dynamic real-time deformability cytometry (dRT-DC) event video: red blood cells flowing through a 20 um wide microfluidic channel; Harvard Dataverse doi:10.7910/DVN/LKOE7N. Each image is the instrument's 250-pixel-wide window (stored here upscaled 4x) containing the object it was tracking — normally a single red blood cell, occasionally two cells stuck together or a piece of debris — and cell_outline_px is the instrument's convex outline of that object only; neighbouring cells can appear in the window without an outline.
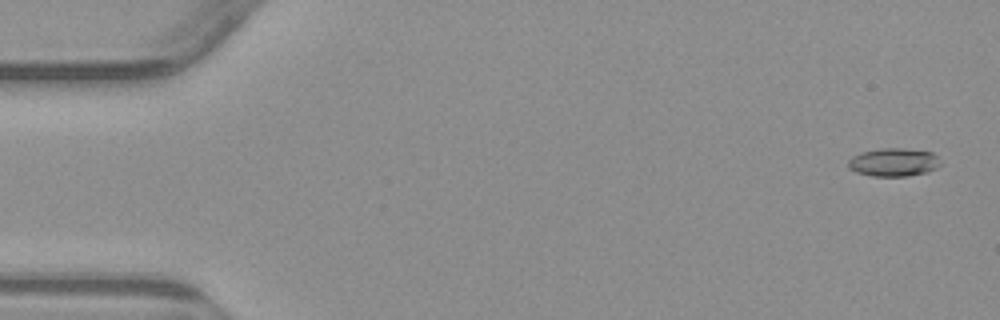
{"species": "common noctule bat (a hibernating species)", "species_latin": "Nyctalus noctula", "temperature_condition": "warm", "stored_images_in_passage": 7, "camera_frame_rate_fps": 3000, "um_per_image_px": 0.085, "animal": {"sex": "male", "body_mass_g": 23.1, "forearm_length_mm": 52.7}, "frame": {"image": 1, "passage_image": 1, "time_ms": 0.0, "image_size_px": [1000, 320], "cell_outline_px": [[940, 164], [936, 168], [928, 172], [908, 176], [872, 176], [856, 172], [848, 168], [848, 160], [852, 156], [860, 152], [880, 148], [900, 148], [932, 152], [936, 156]], "centroid_in_image_um": [75.92, 13.79], "position_along_channel_um": 9.1, "area_um2": 15.2}}
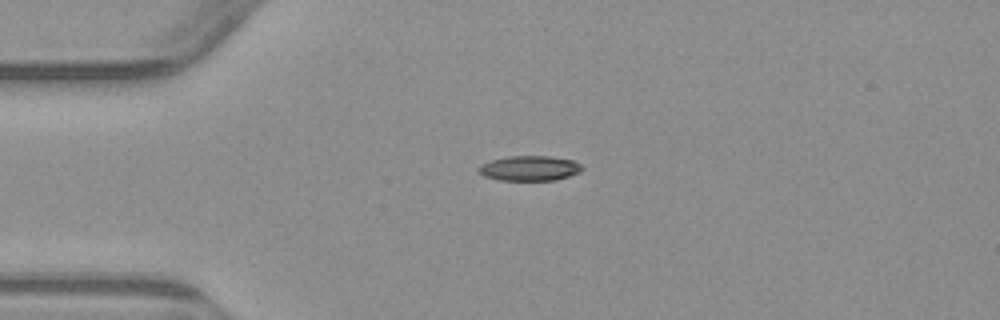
{"frame": {"image": 2, "passage_image": 4, "time_ms": 3.667, "image_size_px": [1000, 320], "cell_outline_px": [[584, 168], [580, 172], [556, 180], [500, 180], [484, 176], [476, 168], [480, 164], [492, 160], [508, 156], [552, 156], [572, 160], [580, 164]], "centroid_in_image_um": [45.01, 14.3], "position_along_channel_um": 40.0, "area_um2": 15.09}}
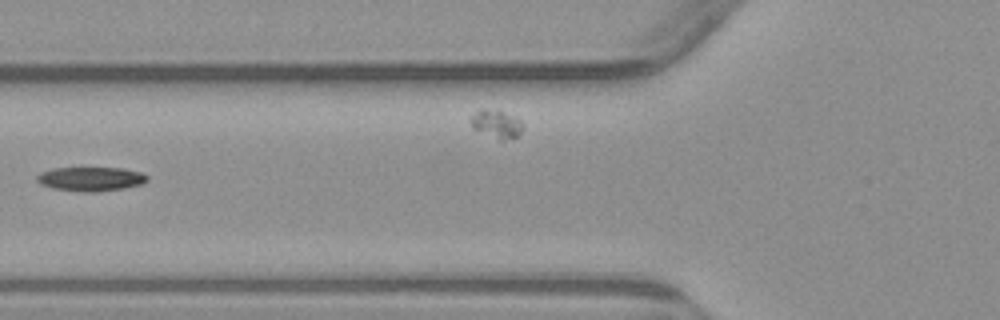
{"frame": {"image": 3, "passage_image": 6, "time_ms": 6.333, "image_size_px": [1000, 320], "cell_outline_px": [[148, 180], [140, 184], [124, 188], [96, 192], [84, 192], [52, 188], [40, 184], [36, 180], [36, 176], [40, 172], [56, 168], [124, 168], [140, 172], [148, 176]], "centroid_in_image_um": [7.7, 15.21], "position_along_channel_um": 118.1, "area_um2": 15.49}}